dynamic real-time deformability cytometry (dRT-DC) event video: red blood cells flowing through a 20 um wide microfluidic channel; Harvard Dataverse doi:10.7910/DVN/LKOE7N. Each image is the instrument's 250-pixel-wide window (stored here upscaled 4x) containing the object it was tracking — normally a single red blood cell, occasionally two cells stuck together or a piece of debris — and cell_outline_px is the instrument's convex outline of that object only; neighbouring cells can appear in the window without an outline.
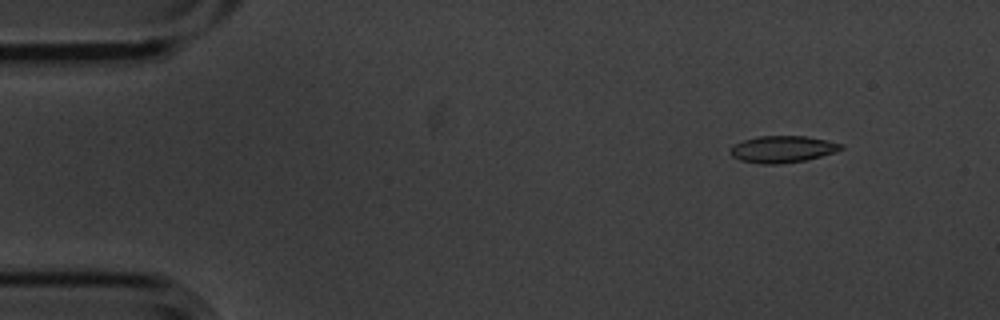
{"species": "common noctule bat (a hibernating species)", "species_latin": "Nyctalus noctula", "temperature_condition": "cold", "stored_images_in_passage": 6, "camera_frame_rate_fps": 3000, "um_per_image_px": 0.085, "animal": {"sex": "male", "body_mass_g": 20.1, "forearm_length_mm": 53.5}, "frame": {"image": 1, "passage_image": 2, "time_ms": 0.333, "image_size_px": [1000, 320], "cell_outline_px": [[844, 148], [836, 152], [808, 160], [780, 164], [764, 164], [740, 160], [732, 156], [728, 152], [736, 144], [744, 140], [760, 136], [804, 136], [828, 140], [844, 144]], "centroid_in_image_um": [66.57, 12.69], "position_along_channel_um": 18.4, "area_um2": 17.34}}
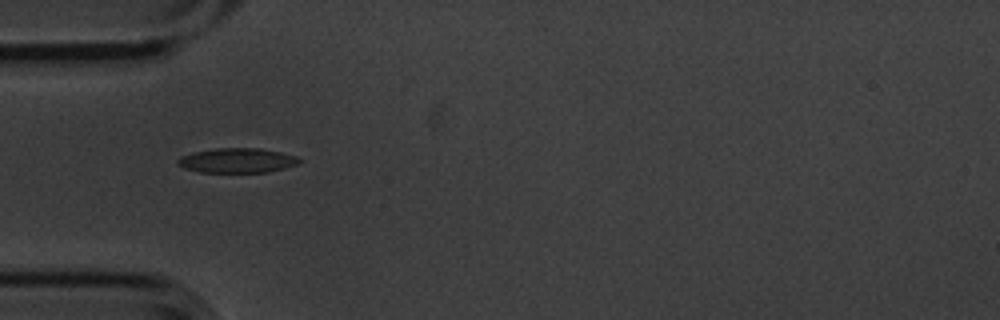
{"frame": {"image": 2, "passage_image": 5, "time_ms": 1.333, "image_size_px": [1000, 320], "cell_outline_px": [[300, 160], [296, 164], [284, 168], [268, 172], [200, 172], [184, 168], [176, 164], [176, 160], [180, 156], [192, 152], [216, 148], [260, 148], [280, 152], [296, 156]], "centroid_in_image_um": [20.1, 13.63], "position_along_channel_um": 64.9, "area_um2": 17.46}}
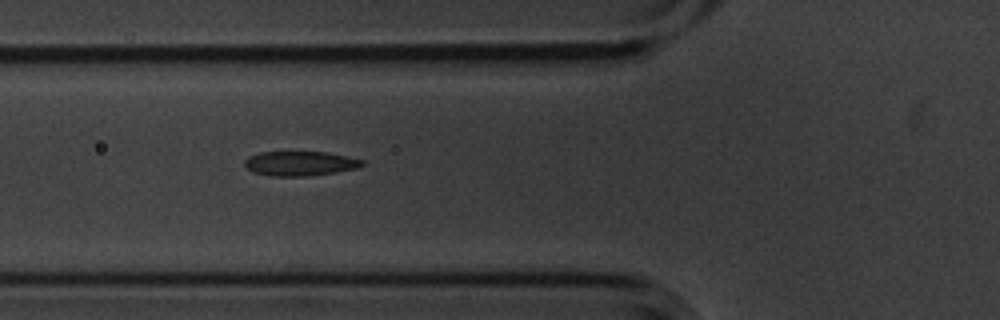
{"frame": {"image": 3, "passage_image": 6, "time_ms": 1.667, "image_size_px": [1000, 320], "cell_outline_px": [[364, 164], [360, 168], [336, 172], [308, 176], [272, 176], [252, 172], [244, 164], [244, 160], [248, 156], [260, 152], [328, 152], [348, 156], [364, 160]], "centroid_in_image_um": [25.53, 13.89], "position_along_channel_um": 100.3, "area_um2": 16.99}}